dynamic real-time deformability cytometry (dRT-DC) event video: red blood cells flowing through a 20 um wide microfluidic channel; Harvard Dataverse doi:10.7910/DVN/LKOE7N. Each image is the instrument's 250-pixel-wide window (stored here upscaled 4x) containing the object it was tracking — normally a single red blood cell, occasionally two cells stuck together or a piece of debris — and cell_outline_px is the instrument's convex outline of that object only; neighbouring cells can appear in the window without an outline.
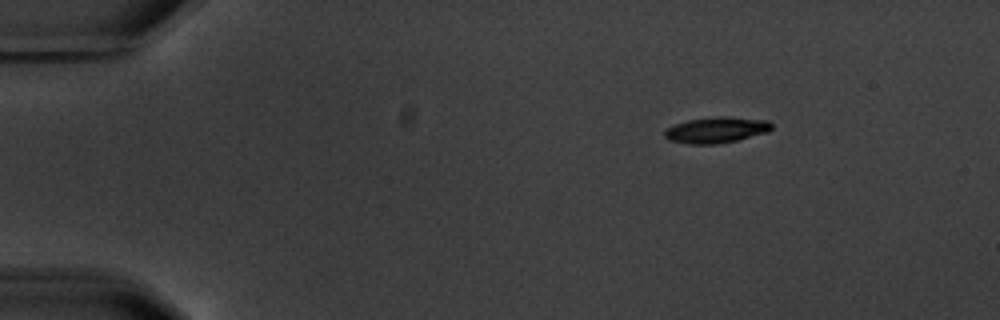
{"species": "common noctule bat (a hibernating species)", "species_latin": "Nyctalus noctula", "temperature_condition": "warm", "stored_images_in_passage": 5, "segment_of_instrument_passage": [2, 2], "camera_frame_rate_fps": 3000, "um_per_image_px": 0.085, "animal": {"sex": "male", "body_mass_g": 20.1, "forearm_length_mm": 53.5}, "frame": {"image": 1, "passage_image": 5, "time_ms": 9.333, "image_size_px": [1000, 320], "cell_outline_px": [[772, 128], [768, 132], [736, 140], [716, 144], [688, 144], [668, 140], [664, 136], [664, 132], [668, 128], [676, 124], [688, 120], [720, 116], [728, 116], [768, 120], [772, 124]], "centroid_in_image_um": [60.9, 11.04], "position_along_channel_um": 24.1, "area_um2": 16.13}}